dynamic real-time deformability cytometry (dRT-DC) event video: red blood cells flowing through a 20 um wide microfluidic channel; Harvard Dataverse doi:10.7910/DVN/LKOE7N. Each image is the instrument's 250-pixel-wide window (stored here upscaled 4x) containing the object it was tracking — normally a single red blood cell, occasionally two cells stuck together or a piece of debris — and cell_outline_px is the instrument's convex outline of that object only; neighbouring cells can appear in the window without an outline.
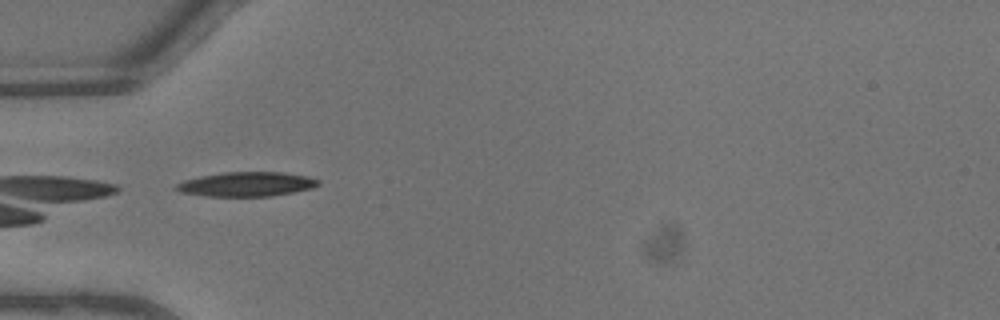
{"species": "common noctule bat (a hibernating species)", "species_latin": "Nyctalus noctula", "temperature_condition": "warm", "stored_images_in_passage": 32, "camera_frame_rate_fps": 3000, "um_per_image_px": 0.085, "animal": {"sex": "male", "body_mass_g": 13.3}, "frame": {"image": 1, "passage_image": 1, "time_ms": 0.0, "image_size_px": [1000, 320], "cell_outline_px": [[320, 184], [312, 188], [272, 196], [208, 196], [180, 192], [172, 188], [176, 184], [184, 180], [200, 176], [224, 172], [284, 172], [308, 176], [320, 180]], "centroid_in_image_um": [20.95, 15.65], "position_along_channel_um": 64.0, "area_um2": 20.29}}
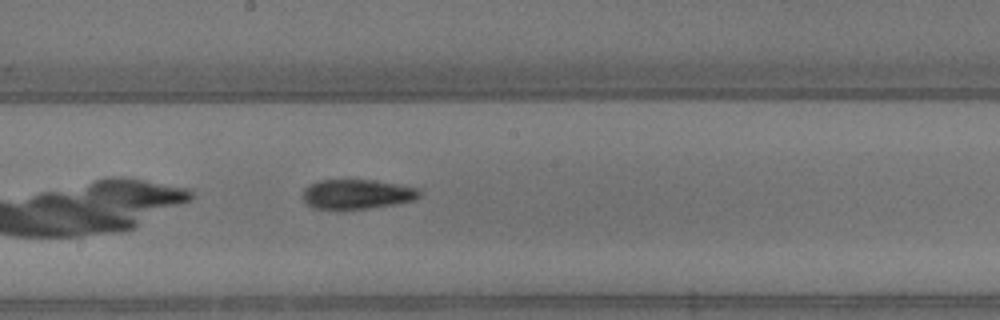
{"frame": {"image": 2, "passage_image": 11, "time_ms": 3.333, "image_size_px": [1000, 320], "cell_outline_px": [[420, 196], [416, 200], [368, 208], [316, 208], [308, 204], [304, 200], [304, 188], [308, 184], [320, 180], [372, 180], [420, 188]], "centroid_in_image_um": [30.37, 16.48], "position_along_channel_um": 217.8, "area_um2": 19.77}}
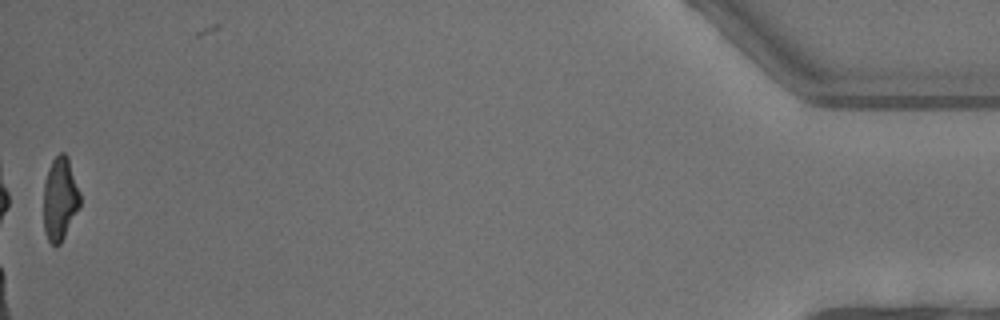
{"frame": {"image": 3, "passage_image": 31, "time_ms": 10.0, "image_size_px": [1000, 320], "cell_outline_px": [[80, 208], [60, 244], [52, 244], [48, 240], [44, 232], [44, 184], [48, 168], [52, 160], [60, 152], [64, 152], [68, 156], [80, 192]], "centroid_in_image_um": [5.11, 16.88], "position_along_channel_um": 430.1, "area_um2": 17.8}, "authors_computed_cell_mechanics": {"area_um2": 19.5653, "velocity_mm_per_s": 4.6614, "shape_relaxation_time_tau1_ms": 3.5536, "shape_relaxation_time_tau2_ms": 6.4723, "deformation_change_tau1": 0.1875, "deformation_change_tau2": 0.172}}